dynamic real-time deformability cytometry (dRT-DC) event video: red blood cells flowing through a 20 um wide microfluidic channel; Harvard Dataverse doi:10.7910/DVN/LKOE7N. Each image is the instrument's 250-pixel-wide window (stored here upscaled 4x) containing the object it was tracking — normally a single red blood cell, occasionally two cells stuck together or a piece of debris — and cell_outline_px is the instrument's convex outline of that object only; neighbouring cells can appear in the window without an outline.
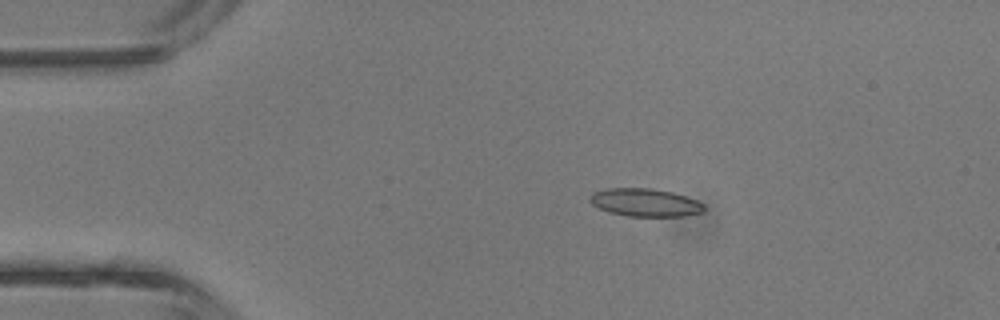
{"species": "common noctule bat (a hibernating species)", "species_latin": "Nyctalus noctula", "temperature_condition": "room temperature", "stored_images_in_passage": 4, "camera_frame_rate_fps": 3000, "um_per_image_px": 0.085, "animal": {"sex": "male", "body_mass_g": 13.3}, "frame": {"image": 1, "passage_image": 3, "time_ms": 2.333, "image_size_px": [1000, 320], "cell_outline_px": [[704, 212], [684, 216], [628, 216], [608, 212], [592, 204], [588, 200], [588, 196], [592, 192], [604, 188], [652, 188], [672, 192], [696, 200], [704, 204]], "centroid_in_image_um": [54.79, 17.2], "position_along_channel_um": 30.2, "area_um2": 18.73}}